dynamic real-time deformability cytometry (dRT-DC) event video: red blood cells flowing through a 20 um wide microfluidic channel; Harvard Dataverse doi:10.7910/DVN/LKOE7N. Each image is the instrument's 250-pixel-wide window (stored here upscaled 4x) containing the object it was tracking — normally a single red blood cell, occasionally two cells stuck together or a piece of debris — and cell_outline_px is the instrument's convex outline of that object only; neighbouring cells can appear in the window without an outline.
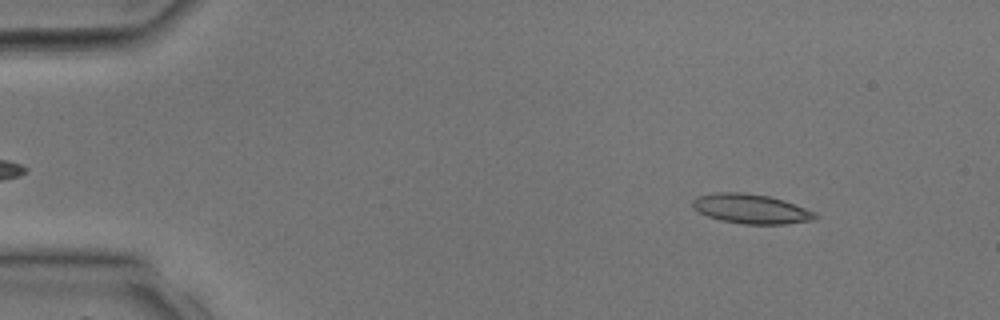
{"species": "common noctule bat (a hibernating species)", "species_latin": "Nyctalus noctula", "temperature_condition": "room temperature", "stored_images_in_passage": 34, "camera_frame_rate_fps": 3000, "um_per_image_px": 0.085, "animal": {"sex": "male", "body_mass_g": 17.9, "forearm_length_mm": 54.2}, "frame": {"image": 1, "passage_image": 4, "time_ms": 1.0, "image_size_px": [1000, 320], "cell_outline_px": [[820, 216], [816, 220], [784, 224], [744, 224], [720, 220], [708, 216], [692, 208], [692, 200], [696, 196], [716, 192], [744, 192], [768, 196], [784, 200], [816, 212]], "centroid_in_image_um": [63.85, 17.75], "position_along_channel_um": 21.1, "area_um2": 21.33}}
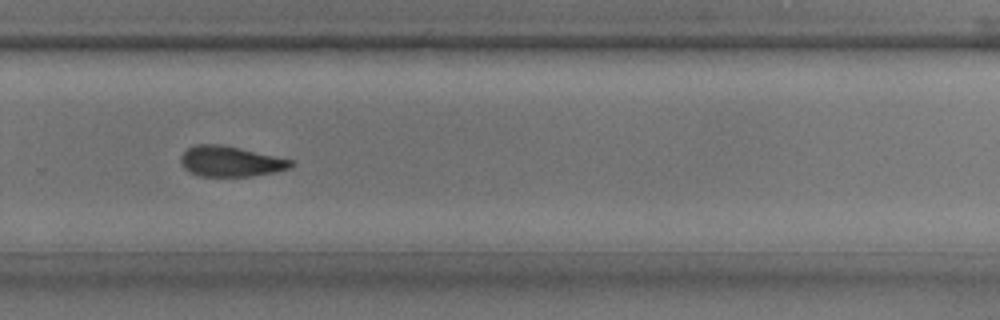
{"frame": {"image": 2, "passage_image": 23, "time_ms": 7.333, "image_size_px": [1000, 320], "cell_outline_px": [[296, 164], [292, 168], [272, 172], [248, 176], [200, 176], [188, 172], [180, 164], [180, 156], [188, 148], [196, 144], [220, 144], [240, 148], [292, 160]], "centroid_in_image_um": [19.56, 13.72], "position_along_channel_um": 310.2, "area_um2": 19.54}}
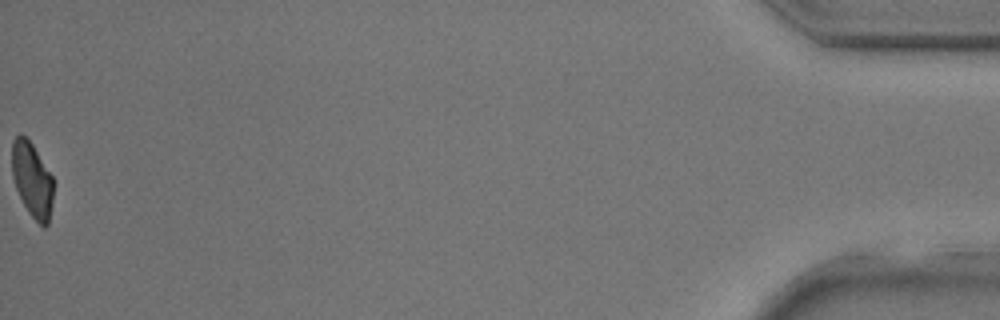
{"frame": {"image": 3, "passage_image": 34, "time_ms": 11.0, "image_size_px": [1000, 320], "cell_outline_px": [[52, 204], [48, 224], [44, 228], [28, 212], [16, 188], [12, 176], [12, 140], [20, 132], [32, 144], [52, 176]], "centroid_in_image_um": [2.71, 15.27], "position_along_channel_um": 432.5, "area_um2": 17.8}}